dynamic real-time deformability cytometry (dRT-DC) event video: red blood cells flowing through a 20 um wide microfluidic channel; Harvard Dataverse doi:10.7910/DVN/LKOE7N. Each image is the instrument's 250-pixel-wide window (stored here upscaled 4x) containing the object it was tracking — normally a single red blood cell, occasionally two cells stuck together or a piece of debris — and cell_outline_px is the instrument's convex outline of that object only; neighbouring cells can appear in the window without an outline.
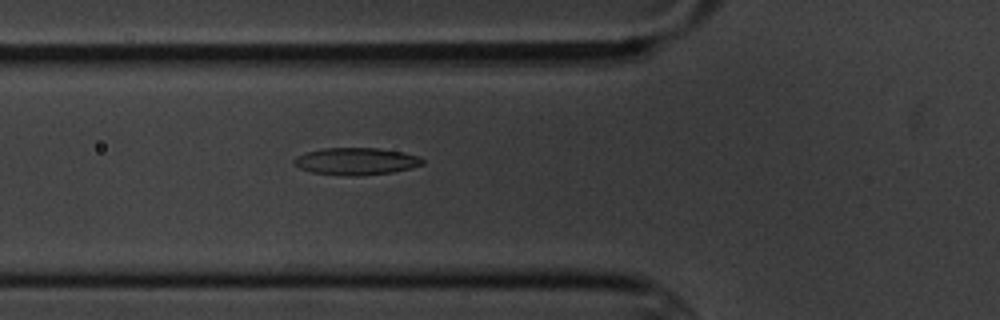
{"species": "common noctule bat (a hibernating species)", "species_latin": "Nyctalus noctula", "temperature_condition": "cold", "stored_images_in_passage": 2, "camera_frame_rate_fps": 3000, "um_per_image_px": 0.085, "animal": {"sex": "male", "body_mass_g": 20.1, "forearm_length_mm": 53.5}, "frame": {"image": 1, "passage_image": 2, "time_ms": 1.0, "image_size_px": [1000, 320], "cell_outline_px": [[424, 164], [412, 168], [392, 172], [360, 176], [348, 176], [312, 172], [300, 168], [292, 164], [292, 160], [296, 156], [304, 152], [324, 148], [380, 148], [404, 152], [420, 156], [424, 160]], "centroid_in_image_um": [30.27, 13.7], "position_along_channel_um": 95.5, "area_um2": 20.63}}